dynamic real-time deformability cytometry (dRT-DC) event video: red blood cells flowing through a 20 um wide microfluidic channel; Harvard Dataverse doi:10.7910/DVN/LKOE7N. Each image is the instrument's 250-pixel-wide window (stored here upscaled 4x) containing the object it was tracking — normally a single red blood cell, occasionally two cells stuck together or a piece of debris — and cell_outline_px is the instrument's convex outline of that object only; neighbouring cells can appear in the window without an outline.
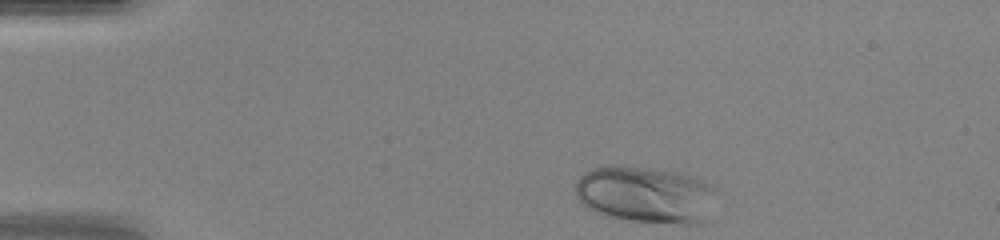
{"species": "human", "species_latin": "Homo sapiens", "temperature_condition": "warm", "stored_images_in_passage": 33, "camera_frame_rate_fps": 3000, "um_per_image_px": 0.085, "donor": {"sex": "female"}, "frame": {"image": 1, "passage_image": 1, "time_ms": 0.0, "image_size_px": [1000, 240], "cell_outline_px": [[716, 188], [708, 220], [704, 224], [684, 224], [632, 220], [608, 216], [596, 212], [588, 208], [576, 196], [576, 184], [580, 176], [584, 172], [592, 168], [608, 164], [624, 164], [680, 172], [704, 180]], "centroid_in_image_um": [54.9, 16.51], "position_along_channel_um": 30.1, "area_um2": 47.34}}
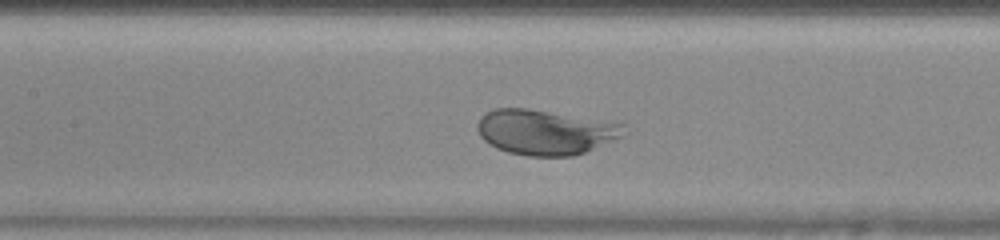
{"frame": {"image": 2, "passage_image": 15, "time_ms": 4.667, "image_size_px": [1000, 240], "cell_outline_px": [[628, 132], [624, 136], [584, 152], [572, 156], [528, 156], [508, 152], [496, 148], [488, 144], [480, 136], [476, 128], [476, 124], [480, 116], [496, 108], [528, 108], [628, 124]], "centroid_in_image_um": [46.37, 11.22], "position_along_channel_um": 161.0, "area_um2": 38.84}}
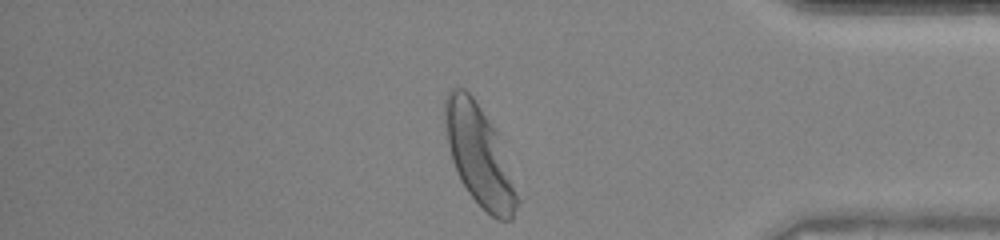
{"frame": {"image": 3, "passage_image": 33, "time_ms": 10.667, "image_size_px": [1000, 240], "cell_outline_px": [[520, 200], [512, 220], [496, 220], [468, 192], [460, 180], [456, 172], [452, 160], [448, 144], [444, 120], [444, 100], [448, 92], [452, 88], [464, 88], [472, 96], [492, 124], [496, 132]], "centroid_in_image_um": [40.71, 13.22], "position_along_channel_um": 394.5, "area_um2": 41.38}, "authors_computed_cell_mechanics": {"area_um2": 38.8416, "velocity_mm_per_s": 4.2675, "shape_relaxation_time_tau1_ms": 1.4928, "shape_relaxation_time_tau2_ms": null, "deformation_change_tau1": 0.1182, "deformation_change_tau2": null}}